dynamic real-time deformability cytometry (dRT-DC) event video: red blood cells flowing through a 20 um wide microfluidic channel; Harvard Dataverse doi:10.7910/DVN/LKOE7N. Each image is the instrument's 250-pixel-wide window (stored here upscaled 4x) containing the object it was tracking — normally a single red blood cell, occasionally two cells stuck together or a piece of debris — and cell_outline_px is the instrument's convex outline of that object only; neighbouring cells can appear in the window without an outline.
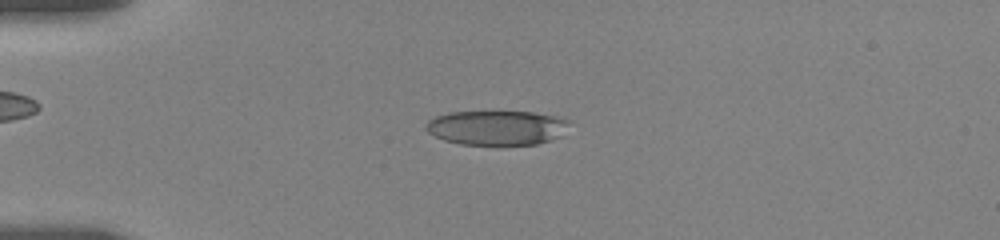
{"species": "human", "species_latin": "Homo sapiens", "temperature_condition": "room temperature", "stored_images_in_passage": 54, "camera_frame_rate_fps": 3000, "um_per_image_px": 0.085, "donor": {"sex": "female"}, "frame": {"image": 1, "passage_image": 13, "time_ms": 4.0, "image_size_px": [1000, 240], "cell_outline_px": [[572, 120], [560, 136], [552, 140], [536, 144], [460, 144], [444, 140], [428, 132], [424, 128], [424, 124], [428, 120], [436, 116], [448, 112], [532, 112]], "centroid_in_image_um": [42.2, 10.85], "position_along_channel_um": 42.8, "area_um2": 28.73}}
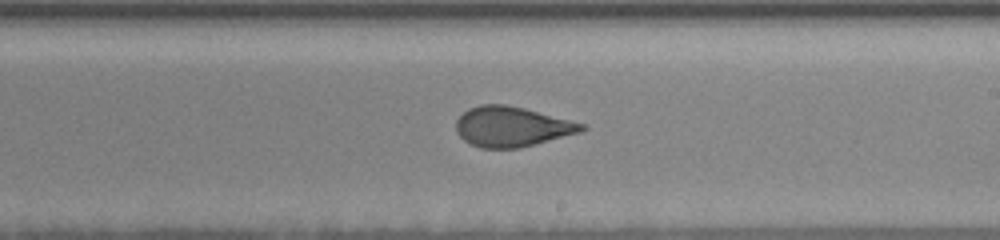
{"frame": {"image": 2, "passage_image": 32, "time_ms": 10.333, "image_size_px": [1000, 240], "cell_outline_px": [[588, 128], [580, 132], [520, 148], [480, 148], [464, 140], [456, 132], [456, 120], [468, 108], [480, 104], [504, 104], [524, 108], [584, 124]], "centroid_in_image_um": [43.47, 10.76], "position_along_channel_um": 245.5, "area_um2": 29.13}}
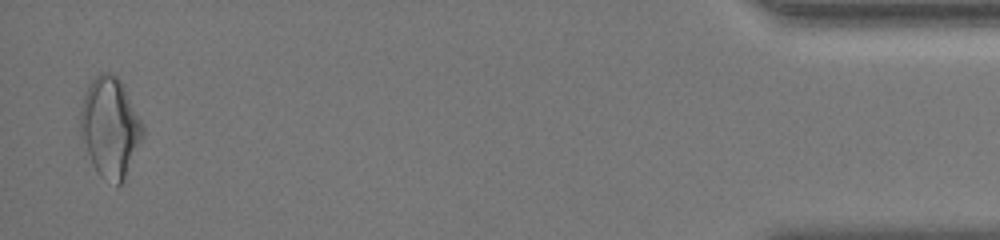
{"frame": {"image": 3, "passage_image": 53, "time_ms": 17.333, "image_size_px": [1000, 240], "cell_outline_px": [[144, 136], [124, 180], [120, 184], [116, 184], [104, 180], [100, 176], [80, 136], [80, 108], [84, 96], [92, 80], [100, 72], [108, 72], [116, 76], [120, 80], [144, 128]], "centroid_in_image_um": [9.36, 10.83], "position_along_channel_um": 425.8, "area_um2": 35.72}, "authors_computed_cell_mechanics": {"area_um2": 30.1716, "velocity_mm_per_s": 3.6701, "shape_relaxation_time_tau1_ms": 3.2582, "shape_relaxation_time_tau2_ms": 1.2478, "deformation_change_tau1": 0.1393, "deformation_change_tau2": 0.0857}}